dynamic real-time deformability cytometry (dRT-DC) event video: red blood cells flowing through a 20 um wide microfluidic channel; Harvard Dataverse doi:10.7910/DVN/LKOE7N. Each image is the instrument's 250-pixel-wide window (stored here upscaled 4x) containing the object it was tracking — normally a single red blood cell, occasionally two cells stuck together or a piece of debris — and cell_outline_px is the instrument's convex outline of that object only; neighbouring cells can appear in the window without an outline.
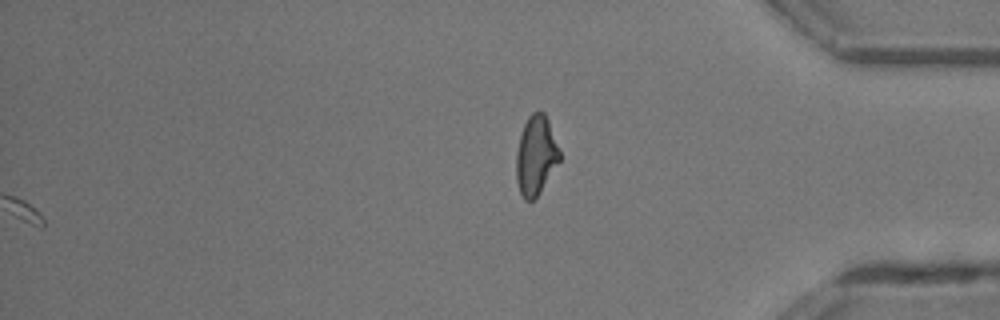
{"species": "common noctule bat (a hibernating species)", "species_latin": "Nyctalus noctula", "temperature_condition": "room temperature", "stored_images_in_passage": 42, "camera_frame_rate_fps": 3000, "um_per_image_px": 0.085, "animal": {"sex": "male", "body_mass_g": 13.3}, "frame": {"image": 1, "passage_image": 42, "time_ms": 13.667, "image_size_px": [1000, 320], "cell_outline_px": [[560, 160], [536, 196], [532, 200], [524, 200], [520, 192], [516, 180], [516, 152], [520, 136], [524, 124], [528, 116], [532, 112], [544, 112], [548, 120], [560, 152]], "centroid_in_image_um": [45.53, 13.19], "position_along_channel_um": 389.7, "area_um2": 19.65}}